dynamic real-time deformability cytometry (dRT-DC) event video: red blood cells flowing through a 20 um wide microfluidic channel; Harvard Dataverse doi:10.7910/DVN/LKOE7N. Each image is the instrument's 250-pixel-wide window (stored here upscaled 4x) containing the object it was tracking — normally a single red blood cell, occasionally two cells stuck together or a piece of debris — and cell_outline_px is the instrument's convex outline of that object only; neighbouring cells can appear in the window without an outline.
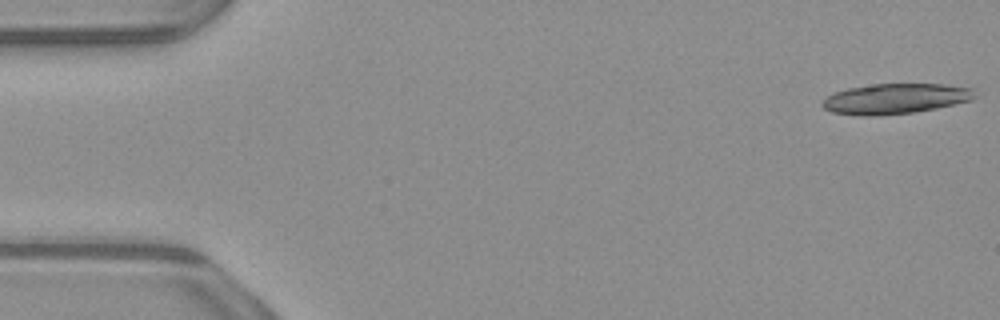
{"species": "common noctule bat (a hibernating species)", "species_latin": "Nyctalus noctula", "temperature_condition": "warm", "stored_images_in_passage": 14, "camera_frame_rate_fps": 3000, "um_per_image_px": 0.085, "animal": {"sex": "male", "body_mass_g": 23.1, "forearm_length_mm": 52.7}, "frame": {"image": 1, "passage_image": 1, "time_ms": 0.0, "image_size_px": [1000, 320], "cell_outline_px": [[976, 96], [972, 100], [936, 108], [912, 112], [872, 116], [864, 116], [832, 112], [824, 108], [820, 104], [828, 96], [836, 92], [848, 88], [876, 84], [944, 84], [972, 88]], "centroid_in_image_um": [76.11, 8.39], "position_along_channel_um": 8.9, "area_um2": 26.65}}